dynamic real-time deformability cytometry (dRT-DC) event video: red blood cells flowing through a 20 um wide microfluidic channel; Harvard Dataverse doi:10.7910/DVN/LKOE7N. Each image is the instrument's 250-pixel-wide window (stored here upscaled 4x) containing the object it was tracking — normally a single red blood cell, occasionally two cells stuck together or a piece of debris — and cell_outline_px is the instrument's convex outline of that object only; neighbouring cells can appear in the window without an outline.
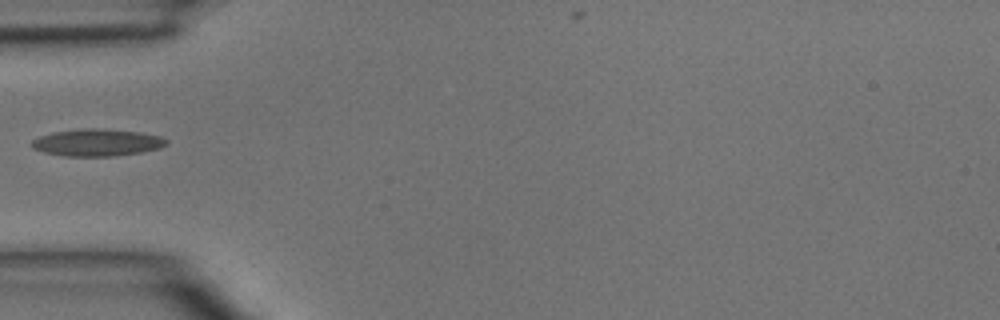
{"species": "common noctule bat (a hibernating species)", "species_latin": "Nyctalus noctula", "temperature_condition": "room temperature", "stored_images_in_passage": 6, "camera_frame_rate_fps": 3000, "um_per_image_px": 0.085, "animal": {"sex": "male", "body_mass_g": 15.6}, "frame": {"image": 1, "passage_image": 1, "time_ms": 0.0, "image_size_px": [1000, 320], "cell_outline_px": [[168, 144], [160, 148], [140, 152], [112, 156], [64, 156], [44, 152], [32, 148], [32, 140], [40, 136], [52, 132], [84, 128], [104, 128], [140, 132], [160, 136], [168, 140]], "centroid_in_image_um": [8.26, 12.11], "position_along_channel_um": 76.7, "area_um2": 21.33}}
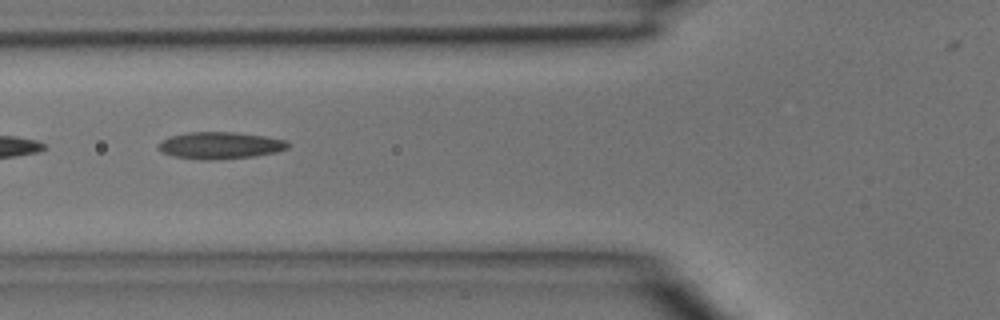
{"frame": {"image": 2, "passage_image": 3, "time_ms": 0.667, "image_size_px": [1000, 320], "cell_outline_px": [[292, 144], [288, 148], [276, 152], [252, 156], [176, 156], [164, 152], [160, 148], [160, 140], [168, 136], [188, 132], [236, 132], [264, 136], [288, 140]], "centroid_in_image_um": [18.81, 12.28], "position_along_channel_um": 107.0, "area_um2": 19.02}}